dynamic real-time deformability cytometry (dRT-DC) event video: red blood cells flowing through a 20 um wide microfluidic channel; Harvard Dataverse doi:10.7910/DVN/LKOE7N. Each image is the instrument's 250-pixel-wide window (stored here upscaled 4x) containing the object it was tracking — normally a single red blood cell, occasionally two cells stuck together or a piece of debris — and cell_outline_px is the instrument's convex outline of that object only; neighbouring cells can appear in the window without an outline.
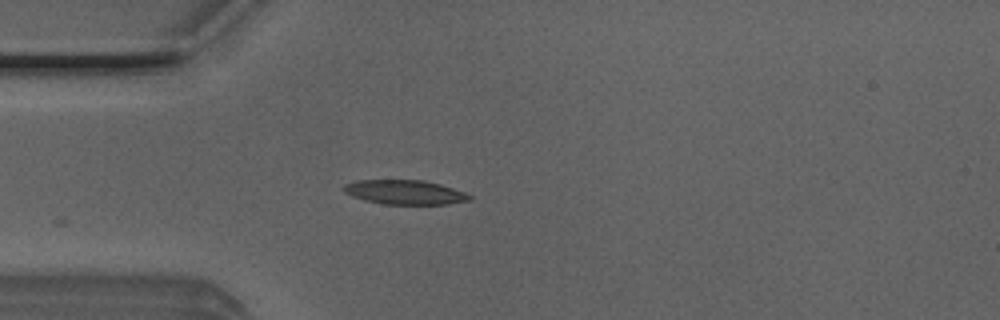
{"species": "Egyptian fruit bat (a non-hibernating species)", "species_latin": "Rousettus aegyptiacus", "temperature_condition": "room temperature", "stored_images_in_passage": 39, "camera_frame_rate_fps": 3000, "um_per_image_px": 0.085, "animal": {"sex": "male"}, "frame": {"image": 1, "passage_image": 2, "time_ms": 0.333, "image_size_px": [1000, 320], "cell_outline_px": [[472, 200], [448, 204], [384, 204], [364, 200], [352, 196], [344, 192], [340, 188], [344, 184], [356, 180], [424, 180], [440, 184], [464, 192], [472, 196]], "centroid_in_image_um": [34.38, 16.33], "position_along_channel_um": 50.6, "area_um2": 17.98}}
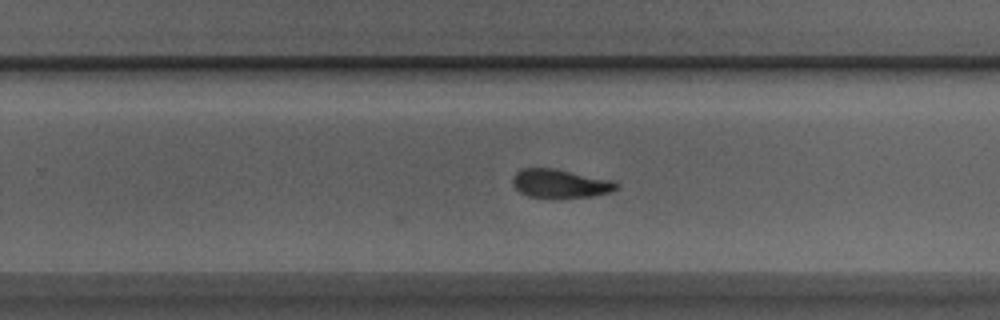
{"frame": {"image": 2, "passage_image": 20, "time_ms": 6.333, "image_size_px": [1000, 320], "cell_outline_px": [[620, 184], [612, 192], [592, 196], [564, 200], [560, 200], [528, 196], [520, 192], [512, 184], [512, 176], [520, 168], [552, 168], [612, 180]], "centroid_in_image_um": [47.6, 15.64], "position_along_channel_um": 282.2, "area_um2": 17.86}}
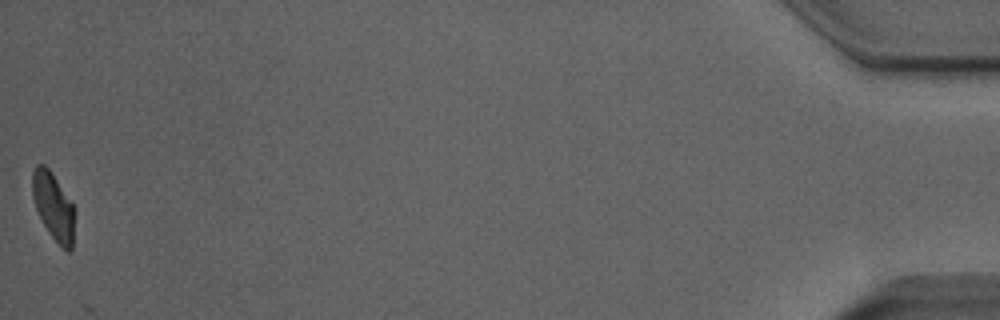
{"frame": {"image": 3, "passage_image": 39, "time_ms": 12.667, "image_size_px": [1000, 320], "cell_outline_px": [[76, 212], [72, 248], [68, 252], [48, 232], [36, 208], [32, 196], [32, 172], [36, 164], [44, 164], [48, 168], [76, 208]], "centroid_in_image_um": [4.56, 17.53], "position_along_channel_um": 430.6, "area_um2": 16.59}, "authors_computed_cell_mechanics": {"area_um2": 17.8024, "velocity_mm_per_s": 4.0044, "shape_relaxation_time_tau1_ms": 5.2225, "shape_relaxation_time_tau2_ms": 1.7842, "deformation_change_tau1": 0.1734, "deformation_change_tau2": 0.0782}}